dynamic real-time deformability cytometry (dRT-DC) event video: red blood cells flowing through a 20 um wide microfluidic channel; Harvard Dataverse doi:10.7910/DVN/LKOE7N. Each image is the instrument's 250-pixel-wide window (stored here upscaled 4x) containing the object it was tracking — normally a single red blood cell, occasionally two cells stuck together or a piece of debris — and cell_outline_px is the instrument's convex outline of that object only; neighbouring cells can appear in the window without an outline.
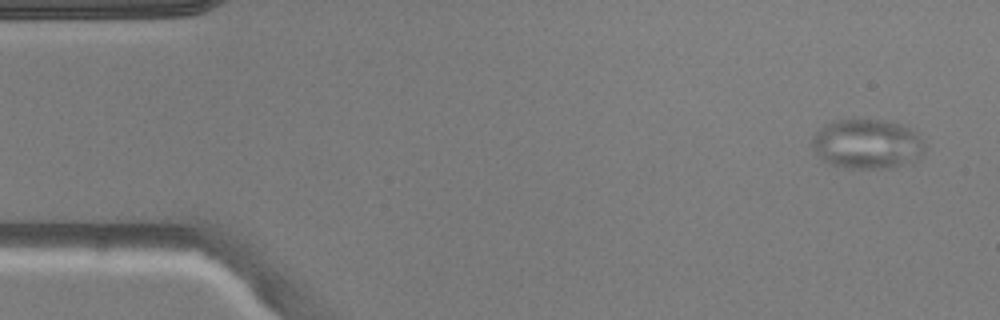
{"species": "common noctule bat (a hibernating species)", "species_latin": "Nyctalus noctula", "temperature_condition": "warm", "stored_images_in_passage": 4, "camera_frame_rate_fps": 3000, "um_per_image_px": 0.085, "animal": {"sex": "male", "body_mass_g": 20.5, "forearm_length_mm": 52.5}, "frame": {"image": 1, "passage_image": 1, "time_ms": 0.0, "image_size_px": [1000, 320], "cell_outline_px": [[924, 156], [912, 164], [888, 168], [852, 168], [832, 164], [824, 160], [812, 148], [812, 136], [824, 124], [836, 120], [852, 116], [884, 120], [900, 124], [916, 132], [924, 144]], "centroid_in_image_um": [73.73, 12.2], "position_along_channel_um": 11.3, "area_um2": 33.41}}